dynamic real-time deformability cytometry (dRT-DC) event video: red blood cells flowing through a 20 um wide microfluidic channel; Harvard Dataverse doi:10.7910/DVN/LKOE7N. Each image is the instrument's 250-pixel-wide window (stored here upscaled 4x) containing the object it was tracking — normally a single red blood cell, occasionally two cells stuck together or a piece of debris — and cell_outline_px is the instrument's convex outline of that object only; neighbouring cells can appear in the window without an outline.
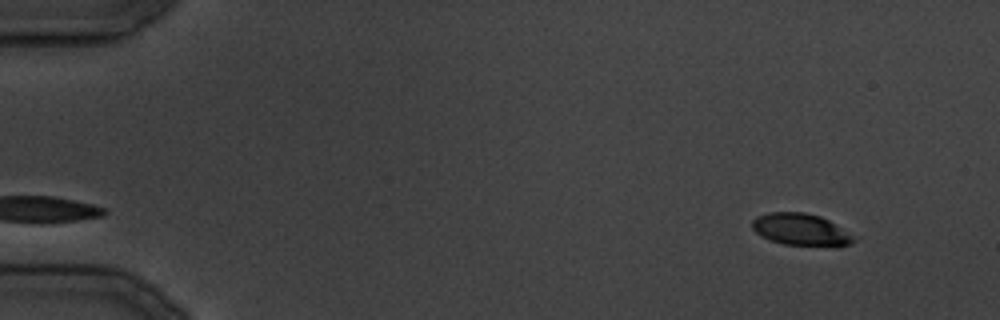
{"species": "common noctule bat (a hibernating species)", "species_latin": "Nyctalus noctula", "temperature_condition": "cold", "stored_images_in_passage": 11, "camera_frame_rate_fps": 3000, "um_per_image_px": 0.085, "animal": {"sex": "male", "body_mass_g": 19.5, "forearm_length_mm": 54.6}, "frame": {"image": 1, "passage_image": 1, "time_ms": 0.0, "image_size_px": [1000, 320], "cell_outline_px": [[856, 240], [848, 244], [836, 248], [784, 244], [760, 236], [752, 228], [752, 220], [756, 216], [768, 212], [804, 212], [820, 216], [828, 220], [852, 236]], "centroid_in_image_um": [68.04, 19.53], "position_along_channel_um": 17.0, "area_um2": 19.02}}
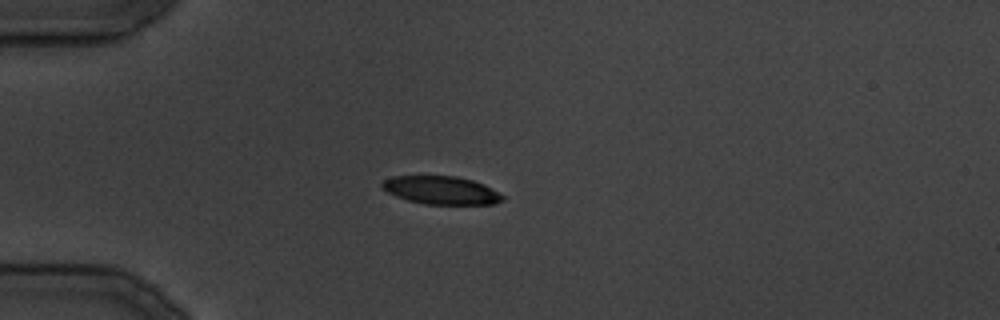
{"frame": {"image": 2, "passage_image": 7, "time_ms": 8.0, "image_size_px": [1000, 320], "cell_outline_px": [[504, 200], [496, 204], [424, 204], [408, 200], [396, 196], [388, 192], [380, 184], [384, 180], [392, 176], [456, 176], [472, 180], [484, 184], [504, 196]], "centroid_in_image_um": [37.52, 16.17], "position_along_channel_um": 47.5, "area_um2": 19.65}}